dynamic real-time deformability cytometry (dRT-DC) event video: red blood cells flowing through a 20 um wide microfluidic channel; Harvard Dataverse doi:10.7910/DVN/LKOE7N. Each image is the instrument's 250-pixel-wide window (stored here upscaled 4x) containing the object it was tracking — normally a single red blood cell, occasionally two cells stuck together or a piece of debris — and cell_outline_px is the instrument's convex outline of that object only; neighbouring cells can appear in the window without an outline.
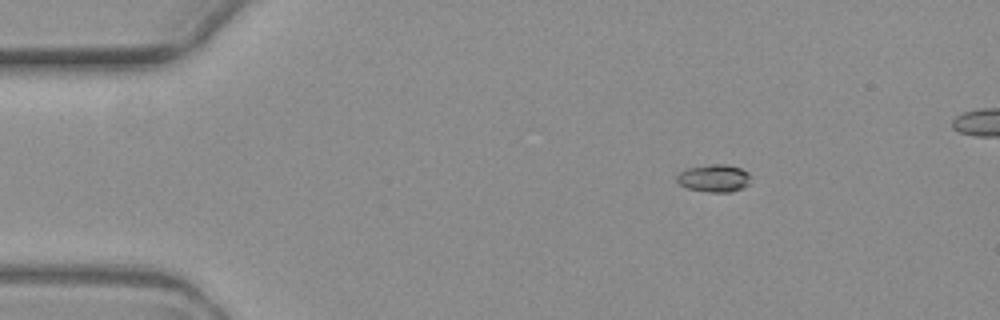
{"species": "common noctule bat (a hibernating species)", "species_latin": "Nyctalus noctula", "temperature_condition": "warm", "stored_images_in_passage": 5, "camera_frame_rate_fps": 3000, "um_per_image_px": 0.085, "animal": {"sex": "female", "body_mass_g": 19.3, "forearm_length_mm": 54.1}, "frame": {"image": 1, "passage_image": 2, "time_ms": 1.333, "image_size_px": [1000, 320], "cell_outline_px": [[748, 184], [732, 192], [708, 192], [688, 188], [680, 184], [676, 180], [676, 176], [684, 168], [712, 164], [724, 164], [740, 168], [748, 172]], "centroid_in_image_um": [60.64, 15.14], "position_along_channel_um": 24.4, "area_um2": 11.73}}